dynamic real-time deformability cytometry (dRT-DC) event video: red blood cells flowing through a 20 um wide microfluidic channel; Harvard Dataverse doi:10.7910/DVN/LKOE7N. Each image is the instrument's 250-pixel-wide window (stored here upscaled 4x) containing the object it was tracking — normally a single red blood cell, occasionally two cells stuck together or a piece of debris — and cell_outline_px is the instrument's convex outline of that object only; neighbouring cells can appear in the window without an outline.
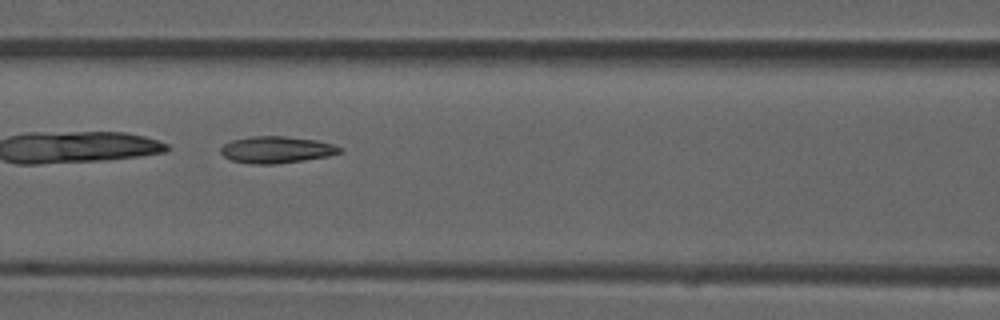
{"species": "common noctule bat (a hibernating species)", "species_latin": "Nyctalus noctula", "temperature_condition": "room temperature", "stored_images_in_passage": 7, "camera_frame_rate_fps": 3000, "um_per_image_px": 0.085, "animal": {"sex": "male", "forearm_length_mm": 52.5}, "frame": {"image": 1, "passage_image": 6, "time_ms": 1.667, "image_size_px": [1000, 320], "cell_outline_px": [[344, 152], [328, 156], [304, 160], [276, 164], [252, 164], [232, 160], [224, 156], [220, 152], [220, 148], [224, 144], [232, 140], [252, 136], [284, 136], [316, 140], [332, 144], [344, 148]], "centroid_in_image_um": [23.53, 12.72], "position_along_channel_um": 143.1, "area_um2": 18.61}}